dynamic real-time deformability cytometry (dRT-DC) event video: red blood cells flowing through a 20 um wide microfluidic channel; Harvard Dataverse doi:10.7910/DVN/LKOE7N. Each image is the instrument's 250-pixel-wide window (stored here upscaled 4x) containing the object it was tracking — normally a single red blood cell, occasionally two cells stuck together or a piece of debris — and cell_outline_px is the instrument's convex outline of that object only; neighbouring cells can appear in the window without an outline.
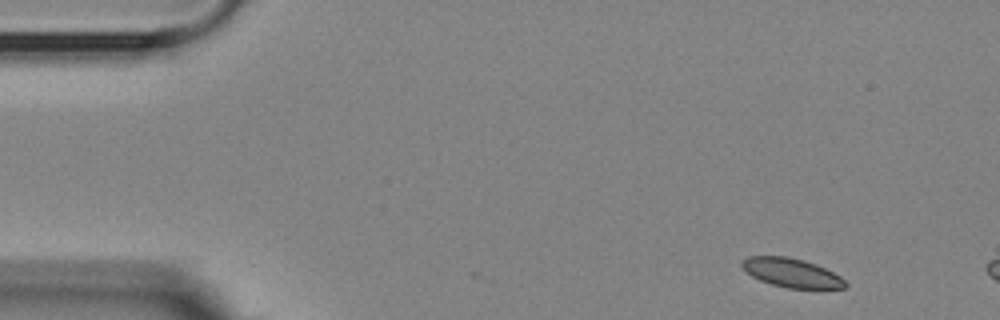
{"species": "Egyptian fruit bat (a non-hibernating species)", "species_latin": "Rousettus aegyptiacus", "temperature_condition": "room temperature", "stored_images_in_passage": 3, "camera_frame_rate_fps": 3000, "um_per_image_px": 0.085, "animal": {"sex": "female"}, "frame": {"image": 1, "passage_image": 1, "time_ms": 0.0, "image_size_px": [1000, 320], "cell_outline_px": [[848, 284], [844, 288], [788, 288], [772, 284], [760, 280], [752, 276], [740, 264], [748, 256], [788, 256], [804, 260], [816, 264], [840, 276]], "centroid_in_image_um": [67.29, 23.18], "position_along_channel_um": 17.7, "area_um2": 17.22}}